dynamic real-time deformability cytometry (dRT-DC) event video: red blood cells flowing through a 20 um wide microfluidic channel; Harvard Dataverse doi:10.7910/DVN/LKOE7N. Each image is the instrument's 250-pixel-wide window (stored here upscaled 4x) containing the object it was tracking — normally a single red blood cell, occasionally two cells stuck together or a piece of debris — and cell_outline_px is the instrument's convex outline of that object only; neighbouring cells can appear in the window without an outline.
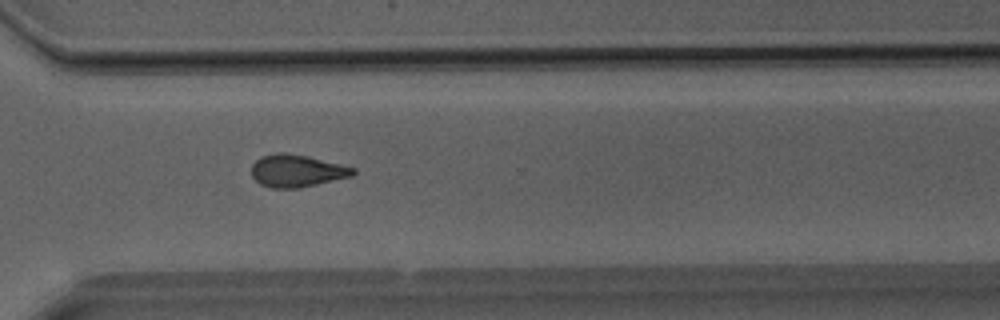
{"species": "Egyptian fruit bat (a non-hibernating species)", "species_latin": "Rousettus aegyptiacus", "temperature_condition": "room temperature", "stored_images_in_passage": 40, "camera_frame_rate_fps": 3000, "um_per_image_px": 0.085, "animal": {"sex": "male"}, "frame": {"image": 1, "passage_image": 29, "time_ms": 9.333, "image_size_px": [1000, 320], "cell_outline_px": [[356, 172], [352, 176], [316, 184], [296, 188], [272, 188], [260, 184], [252, 176], [252, 164], [260, 156], [280, 152], [284, 152], [304, 156], [356, 168]], "centroid_in_image_um": [25.19, 14.52], "position_along_channel_um": 345.4, "area_um2": 18.84}}
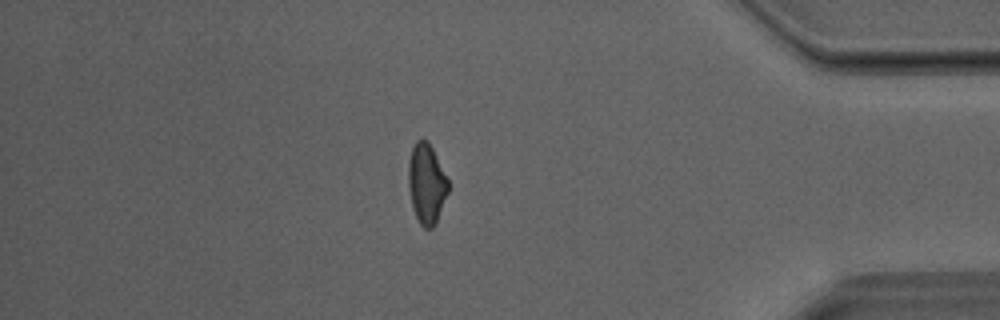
{"frame": {"image": 2, "passage_image": 34, "time_ms": 11.0, "image_size_px": [1000, 320], "cell_outline_px": [[448, 192], [436, 224], [432, 228], [424, 228], [420, 224], [416, 216], [412, 204], [408, 184], [408, 164], [412, 148], [416, 140], [428, 140], [448, 180]], "centroid_in_image_um": [36.25, 15.62], "position_along_channel_um": 398.9, "area_um2": 18.38}}